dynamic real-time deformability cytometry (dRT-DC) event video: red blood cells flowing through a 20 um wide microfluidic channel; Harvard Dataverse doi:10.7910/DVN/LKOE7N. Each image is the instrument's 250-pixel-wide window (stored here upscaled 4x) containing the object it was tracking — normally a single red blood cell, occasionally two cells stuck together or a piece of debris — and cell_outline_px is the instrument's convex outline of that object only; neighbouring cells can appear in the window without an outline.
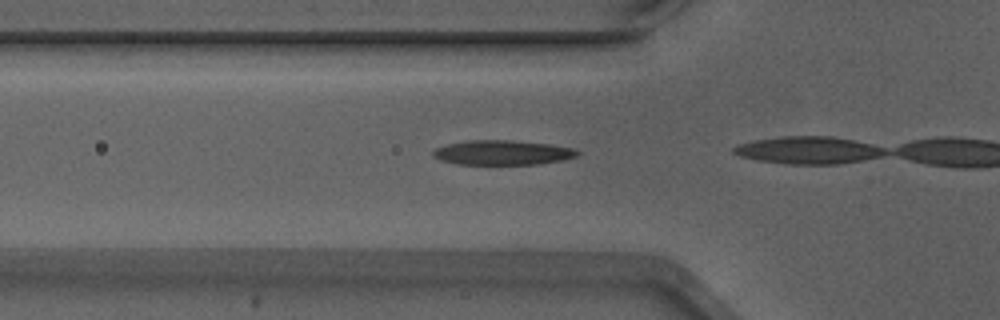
{"species": "Egyptian fruit bat (a non-hibernating species)", "species_latin": "Rousettus aegyptiacus", "temperature_condition": "warm", "stored_images_in_passage": 4, "camera_frame_rate_fps": 3000, "um_per_image_px": 0.085, "animal": {"sex": "male"}, "frame": {"image": 1, "passage_image": 2, "time_ms": 0.333, "image_size_px": [1000, 320], "cell_outline_px": [[580, 156], [560, 160], [536, 164], [460, 164], [444, 160], [432, 156], [432, 152], [436, 148], [448, 144], [464, 140], [508, 140], [548, 144], [576, 148], [580, 152]], "centroid_in_image_um": [42.74, 12.96], "position_along_channel_um": 83.1, "area_um2": 20.58}}